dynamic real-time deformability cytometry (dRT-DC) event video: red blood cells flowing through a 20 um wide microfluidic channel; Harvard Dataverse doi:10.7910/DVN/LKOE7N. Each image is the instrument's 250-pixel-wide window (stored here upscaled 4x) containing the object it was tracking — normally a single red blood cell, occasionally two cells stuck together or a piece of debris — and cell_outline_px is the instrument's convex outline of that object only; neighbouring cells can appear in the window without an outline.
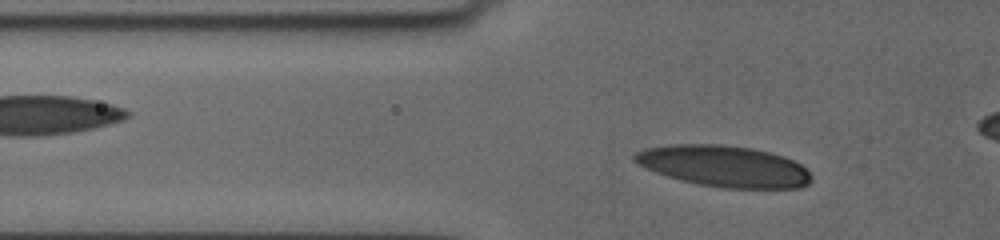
{"species": "human", "species_latin": "Homo sapiens", "temperature_condition": "cold", "stored_images_in_passage": 33, "camera_frame_rate_fps": 3000, "um_per_image_px": 0.085, "donor": {"sex": "female"}, "frame": {"image": 1, "passage_image": 2, "time_ms": 0.333, "image_size_px": [1000, 240], "cell_outline_px": [[812, 180], [808, 184], [800, 188], [724, 188], [700, 184], [668, 176], [656, 172], [632, 160], [632, 156], [636, 152], [644, 148], [672, 144], [720, 144], [752, 148], [784, 156], [800, 164], [812, 176]], "centroid_in_image_um": [61.55, 14.12], "position_along_channel_um": 64.2, "area_um2": 42.25}}
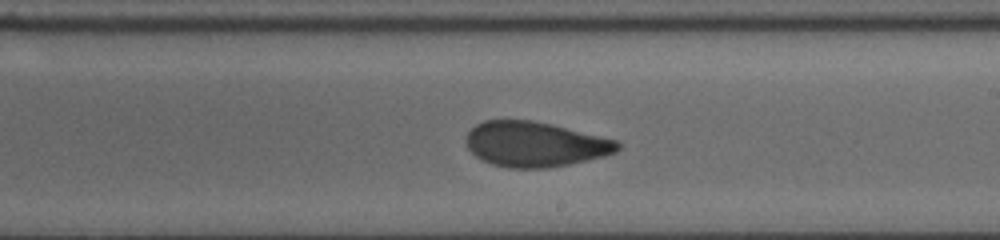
{"frame": {"image": 2, "passage_image": 18, "time_ms": 5.667, "image_size_px": [1000, 240], "cell_outline_px": [[620, 148], [616, 152], [604, 156], [568, 164], [548, 168], [508, 168], [492, 164], [476, 156], [468, 148], [464, 140], [464, 136], [476, 124], [484, 120], [532, 120], [552, 124], [616, 140], [620, 144]], "centroid_in_image_um": [45.44, 12.25], "position_along_channel_um": 243.6, "area_um2": 39.77}}
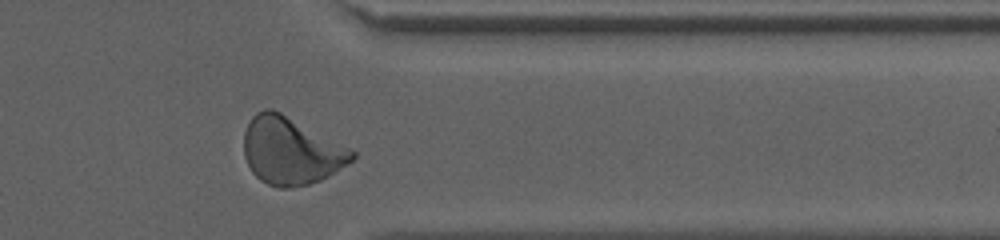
{"frame": {"image": 3, "passage_image": 30, "time_ms": 9.667, "image_size_px": [1000, 240], "cell_outline_px": [[356, 156], [352, 160], [328, 176], [320, 180], [308, 184], [288, 188], [276, 188], [260, 180], [252, 172], [244, 156], [244, 132], [252, 116], [256, 112], [264, 108], [272, 108], [280, 112], [356, 152]], "centroid_in_image_um": [24.68, 12.83], "position_along_channel_um": 386.7, "area_um2": 41.96}, "authors_computed_cell_mechanics": {"area_um2": 41.1536, "velocity_mm_per_s": 3.6307, "shape_relaxation_time_tau1_ms": 7.7286, "shape_relaxation_time_tau2_ms": 1.3507, "deformation_change_tau1": 0.2038, "deformation_change_tau2": 0.0742}}